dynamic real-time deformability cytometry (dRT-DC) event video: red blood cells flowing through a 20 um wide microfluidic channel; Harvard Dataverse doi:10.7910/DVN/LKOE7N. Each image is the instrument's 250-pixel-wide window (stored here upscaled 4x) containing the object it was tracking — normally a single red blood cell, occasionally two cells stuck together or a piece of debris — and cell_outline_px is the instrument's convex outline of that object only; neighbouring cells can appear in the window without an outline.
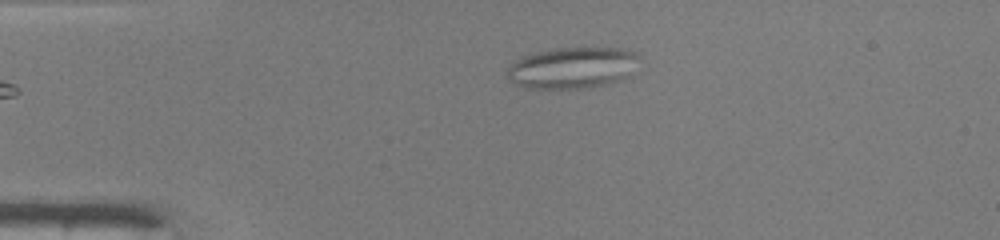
{"species": "common noctule bat (a hibernating species)", "species_latin": "Nyctalus noctula", "temperature_condition": "warm", "stored_images_in_passage": 39, "camera_frame_rate_fps": 3000, "um_per_image_px": 0.085, "animal": {"sex": "male", "body_mass_g": 19.0, "forearm_length_mm": 50.8}, "frame": {"image": 1, "passage_image": 1, "time_ms": 0.0, "image_size_px": [1000, 240], "cell_outline_px": [[640, 56], [628, 76], [620, 80], [604, 84], [580, 88], [524, 88], [508, 80], [508, 68], [516, 60], [524, 56], [536, 52], [552, 48], [628, 48], [636, 52]], "centroid_in_image_um": [48.66, 5.75], "position_along_channel_um": 36.3, "area_um2": 31.62}}
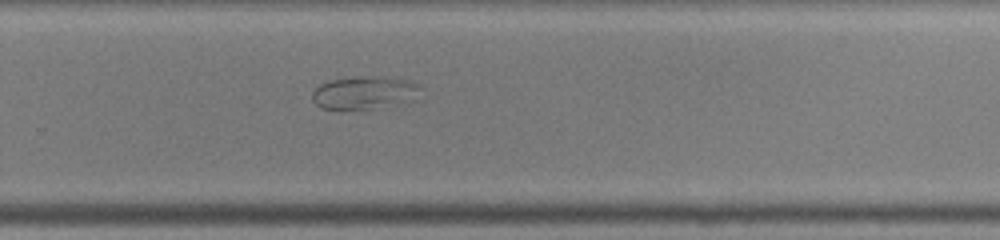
{"frame": {"image": 2, "passage_image": 23, "time_ms": 7.333, "image_size_px": [1000, 240], "cell_outline_px": [[424, 88], [420, 100], [380, 108], [320, 108], [312, 100], [312, 92], [320, 84], [328, 80], [352, 76], [388, 76], [412, 80], [420, 84]], "centroid_in_image_um": [31.14, 7.85], "position_along_channel_um": 298.7, "area_um2": 21.73}}
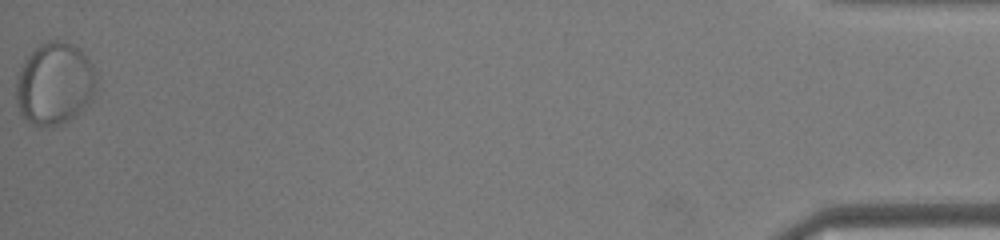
{"frame": {"image": 3, "passage_image": 39, "time_ms": 12.667, "image_size_px": [1000, 240], "cell_outline_px": [[96, 80], [92, 100], [68, 120], [56, 124], [32, 124], [20, 116], [16, 104], [16, 76], [24, 60], [32, 48], [48, 40], [60, 40], [72, 44], [88, 60], [96, 72]], "centroid_in_image_um": [4.58, 7.08], "position_along_channel_um": 430.6, "area_um2": 38.26}}